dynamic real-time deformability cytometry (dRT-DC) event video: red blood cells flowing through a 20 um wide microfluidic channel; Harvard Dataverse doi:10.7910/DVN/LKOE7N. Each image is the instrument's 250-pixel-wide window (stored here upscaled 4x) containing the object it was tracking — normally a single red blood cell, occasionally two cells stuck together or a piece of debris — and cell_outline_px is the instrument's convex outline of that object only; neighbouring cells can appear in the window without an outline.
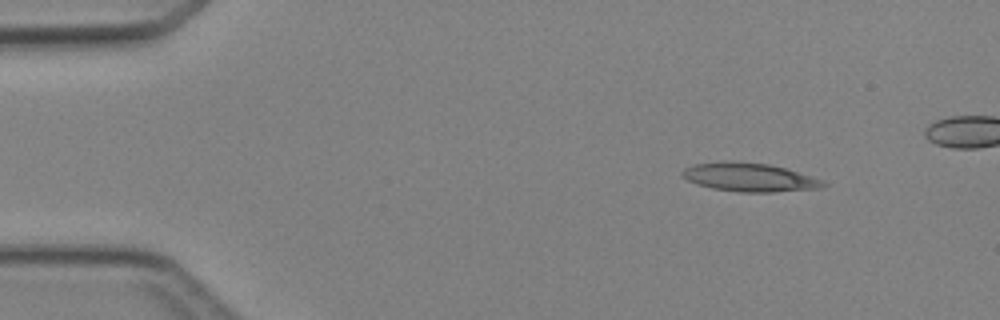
{"species": "Egyptian fruit bat (a non-hibernating species)", "species_latin": "Rousettus aegyptiacus", "temperature_condition": "cold", "stored_images_in_passage": 38, "camera_frame_rate_fps": 3000, "um_per_image_px": 0.085, "animal": {"sex": "female"}, "frame": {"image": 1, "passage_image": 1, "time_ms": 0.0, "image_size_px": [1000, 320], "cell_outline_px": [[828, 184], [824, 188], [772, 192], [740, 192], [712, 188], [696, 184], [688, 180], [680, 172], [684, 168], [692, 164], [728, 160], [768, 164], [788, 168], [824, 180]], "centroid_in_image_um": [63.74, 15.06], "position_along_channel_um": 21.3, "area_um2": 23.81}}
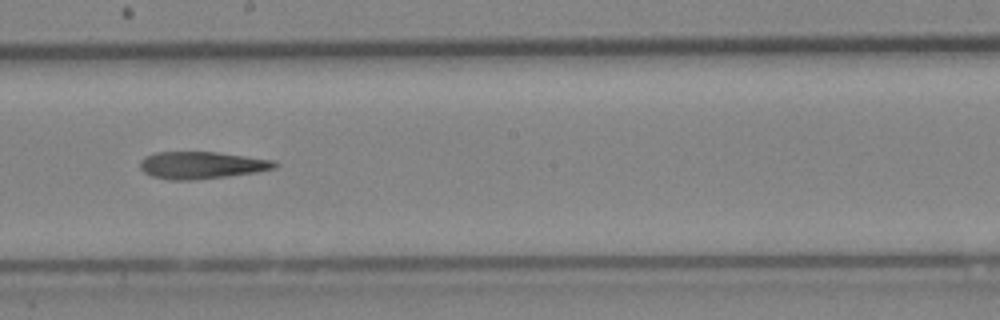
{"frame": {"image": 2, "passage_image": 21, "time_ms": 6.667, "image_size_px": [1000, 320], "cell_outline_px": [[280, 164], [276, 168], [256, 172], [228, 176], [192, 180], [168, 180], [152, 176], [144, 172], [140, 168], [140, 160], [144, 156], [156, 152], [216, 152], [276, 160]], "centroid_in_image_um": [17.15, 14.04], "position_along_channel_um": 231.0, "area_um2": 21.5}}
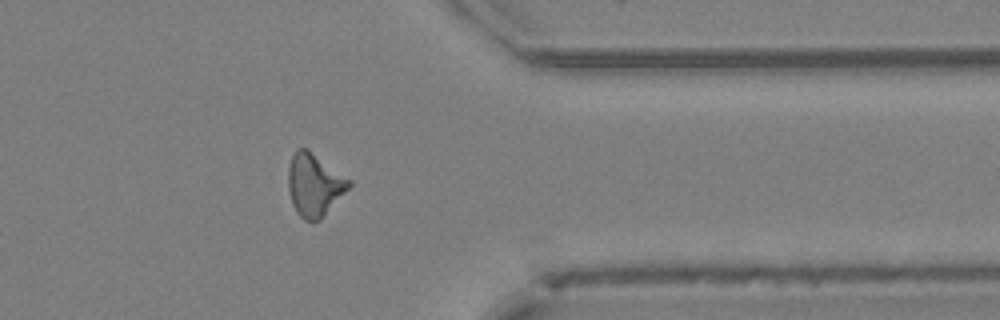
{"frame": {"image": 3, "passage_image": 32, "time_ms": 10.333, "image_size_px": [1000, 320], "cell_outline_px": [[352, 184], [320, 220], [312, 224], [304, 220], [296, 212], [292, 204], [288, 188], [288, 168], [292, 156], [296, 148], [308, 148], [352, 180]], "centroid_in_image_um": [26.71, 15.71], "position_along_channel_um": 384.7, "area_um2": 22.48}}